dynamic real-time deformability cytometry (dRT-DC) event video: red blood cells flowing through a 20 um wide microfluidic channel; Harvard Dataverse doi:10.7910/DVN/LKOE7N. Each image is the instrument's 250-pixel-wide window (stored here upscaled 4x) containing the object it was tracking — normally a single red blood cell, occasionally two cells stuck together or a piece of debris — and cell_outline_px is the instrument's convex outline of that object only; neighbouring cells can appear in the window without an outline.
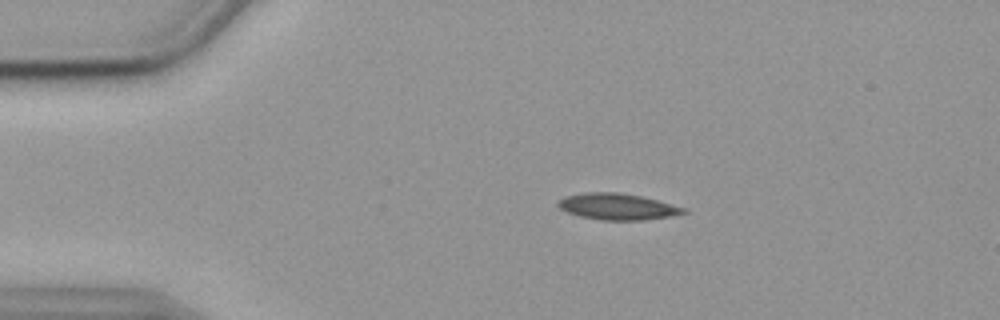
{"species": "common noctule bat (a hibernating species)", "species_latin": "Nyctalus noctula", "temperature_condition": "cold", "stored_images_in_passage": 55, "camera_frame_rate_fps": 3000, "um_per_image_px": 0.085, "animal": {"sex": "female", "body_mass_g": 19.9}, "frame": {"image": 1, "passage_image": 10, "time_ms": 3.0, "image_size_px": [1000, 320], "cell_outline_px": [[688, 212], [668, 216], [644, 220], [600, 220], [580, 216], [568, 212], [560, 208], [556, 204], [564, 196], [584, 192], [616, 192], [640, 196], [688, 208]], "centroid_in_image_um": [52.47, 17.56], "position_along_channel_um": 32.5, "area_um2": 19.13}}
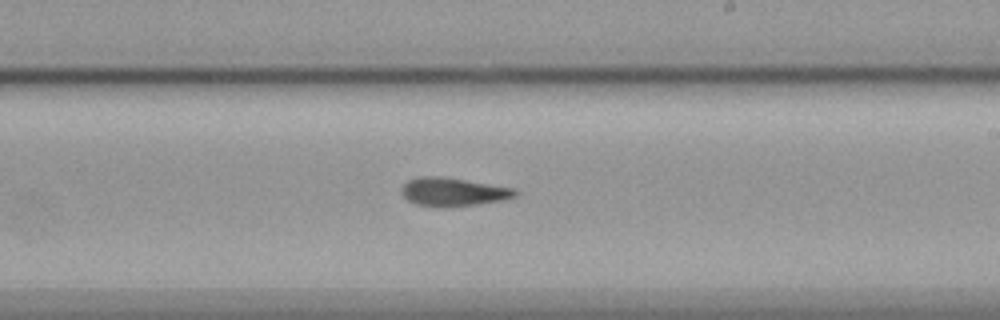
{"frame": {"image": 2, "passage_image": 32, "time_ms": 10.333, "image_size_px": [1000, 320], "cell_outline_px": [[520, 192], [516, 196], [504, 200], [476, 204], [416, 204], [408, 200], [400, 192], [400, 188], [408, 180], [420, 176], [440, 176], [512, 188]], "centroid_in_image_um": [38.51, 16.26], "position_along_channel_um": 250.5, "area_um2": 17.92}}
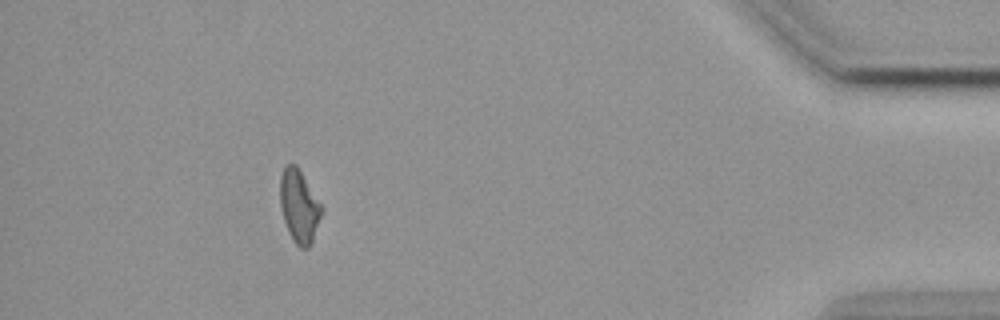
{"frame": {"image": 3, "passage_image": 50, "time_ms": 16.333, "image_size_px": [1000, 320], "cell_outline_px": [[324, 208], [312, 240], [308, 248], [300, 248], [292, 240], [288, 232], [280, 208], [280, 176], [284, 168], [288, 164], [296, 164]], "centroid_in_image_um": [25.42, 17.53], "position_along_channel_um": 409.8, "area_um2": 17.57}, "authors_computed_cell_mechanics": {"area_um2": 18.3226, "velocity_mm_per_s": 3.5756, "shape_relaxation_time_tau1_ms": null, "shape_relaxation_time_tau2_ms": 4.859, "deformation_change_tau1": null, "deformation_change_tau2": 0.1229}}